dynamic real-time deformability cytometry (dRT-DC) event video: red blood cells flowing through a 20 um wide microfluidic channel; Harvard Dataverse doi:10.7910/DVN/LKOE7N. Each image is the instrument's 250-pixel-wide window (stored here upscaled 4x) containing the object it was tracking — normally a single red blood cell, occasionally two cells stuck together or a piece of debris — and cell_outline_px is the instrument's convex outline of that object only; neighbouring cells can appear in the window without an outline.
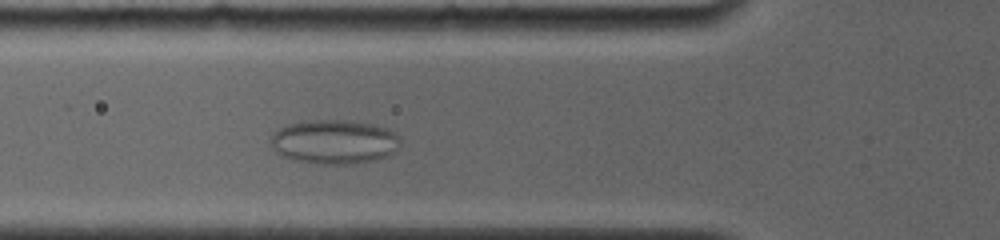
{"species": "common noctule bat (a hibernating species)", "species_latin": "Nyctalus noctula", "temperature_condition": "room temperature", "stored_images_in_passage": 30, "camera_frame_rate_fps": 4000, "um_per_image_px": 0.085, "animal": {"sex": "female", "body_mass_g": 19.0, "forearm_length_mm": 56.7}, "frame": {"image": 1, "passage_image": 9, "time_ms": 4.25, "image_size_px": [1000, 240], "cell_outline_px": [[400, 144], [388, 156], [372, 160], [344, 164], [324, 164], [296, 160], [280, 156], [272, 148], [272, 136], [280, 128], [288, 124], [300, 120], [348, 120], [372, 124], [388, 128], [400, 140]], "centroid_in_image_um": [28.38, 12.04], "position_along_channel_um": 97.4, "area_um2": 33.12}}
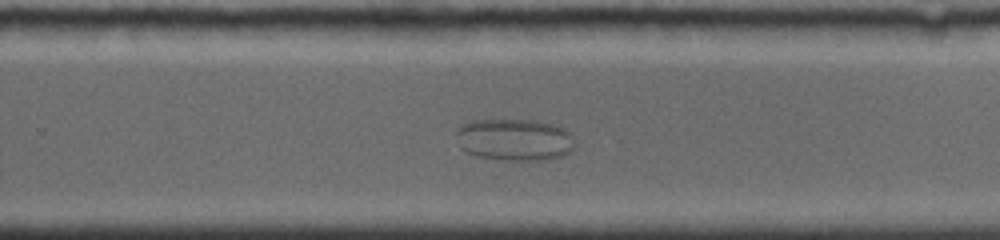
{"frame": {"image": 2, "passage_image": 20, "time_ms": 9.75, "image_size_px": [1000, 240], "cell_outline_px": [[572, 148], [568, 152], [560, 156], [548, 160], [504, 160], [476, 156], [464, 152], [460, 148], [456, 132], [464, 124], [472, 120], [532, 120], [552, 124], [564, 128], [572, 132]], "centroid_in_image_um": [43.71, 11.88], "position_along_channel_um": 286.1, "area_um2": 28.96}}
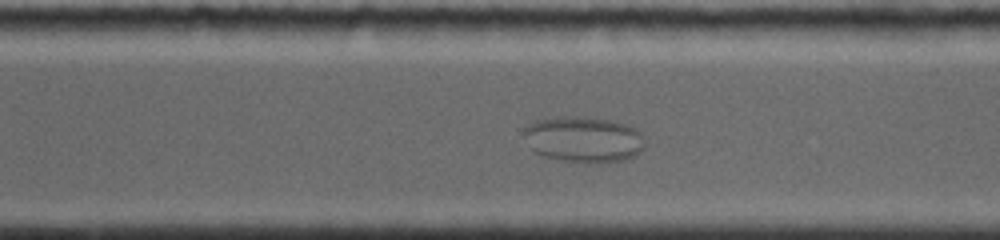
{"frame": {"image": 3, "passage_image": 22, "time_ms": 10.75, "image_size_px": [1000, 240], "cell_outline_px": [[644, 148], [636, 156], [624, 160], [600, 164], [564, 160], [544, 156], [536, 152], [532, 148], [524, 136], [524, 128], [528, 124], [536, 120], [552, 116], [596, 116], [612, 120], [636, 128], [644, 136]], "centroid_in_image_um": [49.65, 11.82], "position_along_channel_um": 321.0, "area_um2": 33.0}}